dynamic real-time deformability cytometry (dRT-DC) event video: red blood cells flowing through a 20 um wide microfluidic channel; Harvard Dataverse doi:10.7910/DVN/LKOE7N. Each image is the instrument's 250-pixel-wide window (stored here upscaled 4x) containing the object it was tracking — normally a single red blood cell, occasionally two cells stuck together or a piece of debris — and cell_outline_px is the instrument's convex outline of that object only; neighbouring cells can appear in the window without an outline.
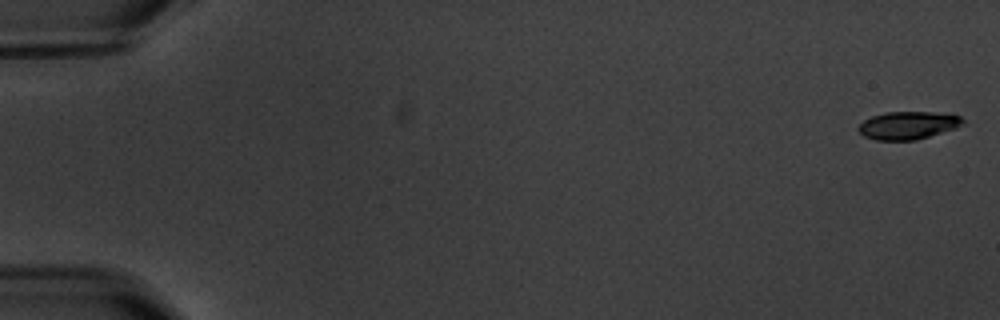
{"species": "common noctule bat (a hibernating species)", "species_latin": "Nyctalus noctula", "temperature_condition": "warm", "stored_images_in_passage": 7, "camera_frame_rate_fps": 3000, "um_per_image_px": 0.085, "animal": {"sex": "male", "body_mass_g": 20.1, "forearm_length_mm": 53.5}, "frame": {"image": 1, "passage_image": 1, "time_ms": 0.0, "image_size_px": [1000, 320], "cell_outline_px": [[964, 124], [956, 128], [916, 140], [876, 140], [864, 136], [856, 128], [864, 120], [872, 116], [884, 112], [932, 112], [960, 116], [964, 120]], "centroid_in_image_um": [77.17, 10.65], "position_along_channel_um": 7.8, "area_um2": 16.88}}